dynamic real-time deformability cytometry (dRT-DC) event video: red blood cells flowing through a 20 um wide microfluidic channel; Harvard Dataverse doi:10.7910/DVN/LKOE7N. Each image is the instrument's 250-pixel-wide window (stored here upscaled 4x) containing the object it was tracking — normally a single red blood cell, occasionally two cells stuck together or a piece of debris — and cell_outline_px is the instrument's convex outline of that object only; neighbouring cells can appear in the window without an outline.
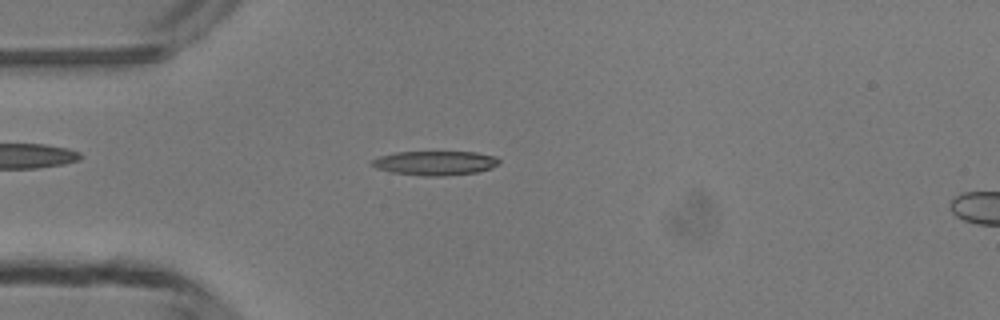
{"species": "common noctule bat (a hibernating species)", "species_latin": "Nyctalus noctula", "temperature_condition": "room temperature", "stored_images_in_passage": 48, "camera_frame_rate_fps": 3000, "um_per_image_px": 0.085, "animal": {"sex": "male", "body_mass_g": 13.3}, "frame": {"image": 1, "passage_image": 13, "time_ms": 4.0, "image_size_px": [1000, 320], "cell_outline_px": [[500, 164], [492, 168], [476, 172], [444, 176], [424, 176], [392, 172], [376, 168], [372, 164], [372, 160], [380, 156], [396, 152], [476, 152], [496, 156], [500, 160]], "centroid_in_image_um": [37.03, 13.85], "position_along_channel_um": 48.0, "area_um2": 17.98}}
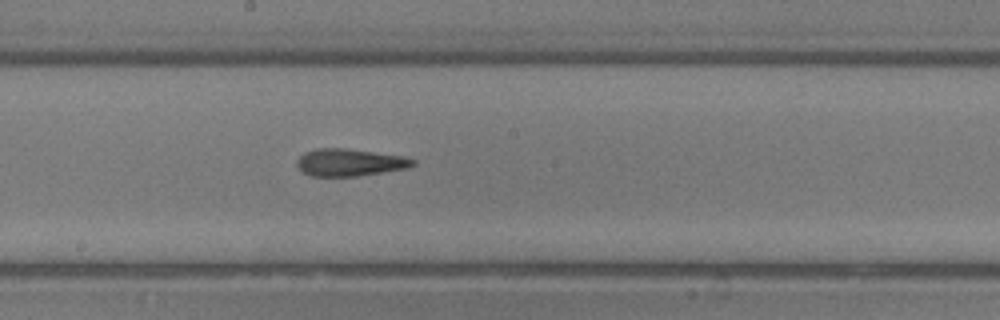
{"frame": {"image": 2, "passage_image": 26, "time_ms": 8.333, "image_size_px": [1000, 320], "cell_outline_px": [[416, 164], [408, 168], [356, 176], [308, 176], [296, 164], [296, 160], [304, 152], [316, 148], [344, 148], [404, 156], [416, 160]], "centroid_in_image_um": [29.72, 13.8], "position_along_channel_um": 218.5, "area_um2": 18.44}}
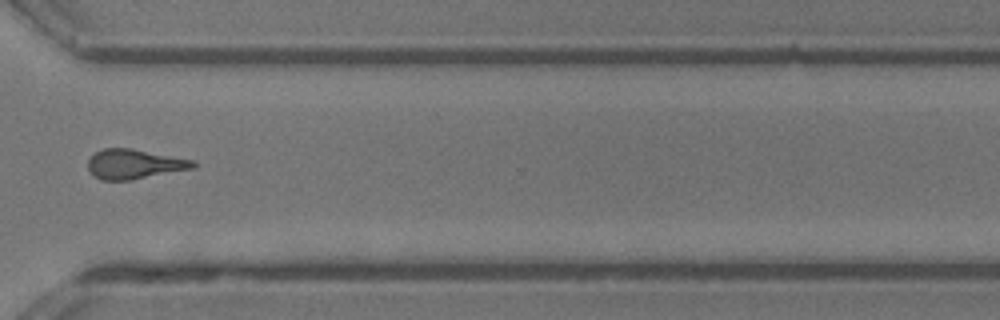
{"frame": {"image": 3, "passage_image": 36, "time_ms": 11.667, "image_size_px": [1000, 320], "cell_outline_px": [[196, 168], [132, 180], [100, 180], [88, 168], [88, 160], [96, 152], [104, 148], [132, 148], [196, 160]], "centroid_in_image_um": [11.48, 13.94], "position_along_channel_um": 359.1, "area_um2": 18.32}, "authors_computed_cell_mechanics": {"area_um2": 17.7735, "velocity_mm_per_s": 4.2331, "shape_relaxation_time_tau1_ms": null, "shape_relaxation_time_tau2_ms": 2.9943, "deformation_change_tau1": null, "deformation_change_tau2": 0.1434}}